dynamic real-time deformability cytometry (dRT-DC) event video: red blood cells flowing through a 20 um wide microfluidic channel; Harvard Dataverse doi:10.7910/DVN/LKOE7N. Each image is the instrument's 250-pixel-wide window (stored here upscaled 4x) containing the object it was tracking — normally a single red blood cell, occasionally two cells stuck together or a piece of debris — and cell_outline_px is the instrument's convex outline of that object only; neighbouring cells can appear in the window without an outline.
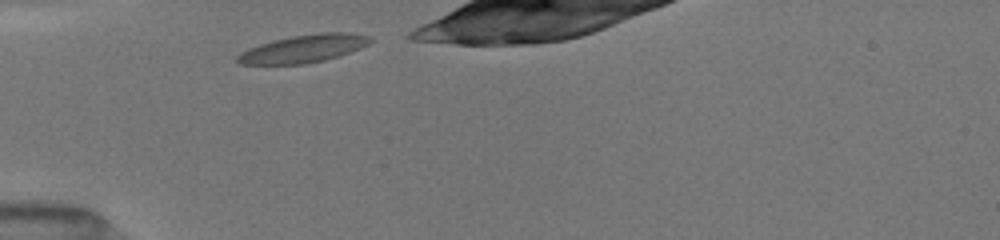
{"species": "common noctule bat (a hibernating species)", "species_latin": "Nyctalus noctula", "temperature_condition": "room temperature", "stored_images_in_passage": 30, "camera_frame_rate_fps": 3000, "um_per_image_px": 0.085, "animal": {"sex": "female", "body_mass_g": 19.5, "forearm_length_mm": 54.1}, "frame": {"image": 1, "passage_image": 1, "time_ms": 0.0, "image_size_px": [1000, 240], "cell_outline_px": [[372, 40], [368, 44], [360, 48], [324, 60], [304, 64], [240, 64], [236, 60], [236, 56], [240, 52], [248, 48], [272, 40], [292, 36], [320, 32], [348, 32], [372, 36]], "centroid_in_image_um": [25.79, 4.12], "position_along_channel_um": 59.2, "area_um2": 21.44}}
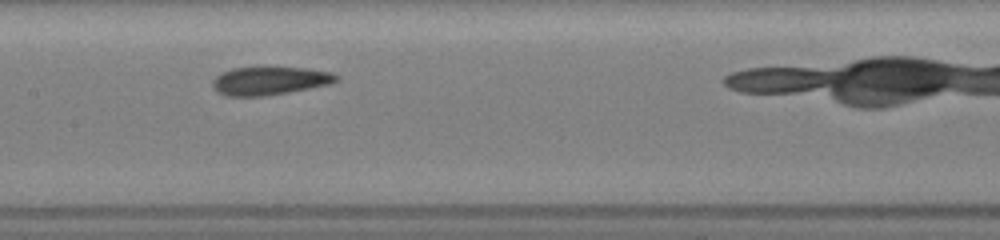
{"frame": {"image": 2, "passage_image": 11, "time_ms": 3.333, "image_size_px": [1000, 240], "cell_outline_px": [[340, 80], [328, 84], [288, 92], [264, 96], [228, 96], [216, 92], [212, 84], [212, 80], [220, 72], [232, 68], [264, 64], [304, 68], [332, 72], [340, 76]], "centroid_in_image_um": [22.89, 6.81], "position_along_channel_um": 184.5, "area_um2": 21.27}}
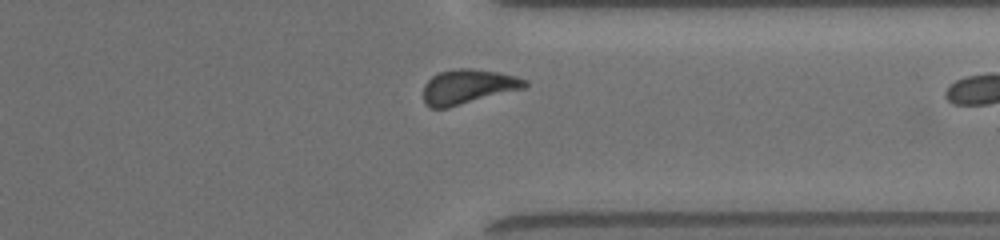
{"frame": {"image": 3, "passage_image": 25, "time_ms": 8.0, "image_size_px": [1000, 240], "cell_outline_px": [[528, 84], [524, 88], [448, 108], [428, 108], [424, 104], [424, 84], [432, 76], [440, 72], [456, 68], [472, 68], [500, 72], [516, 76], [528, 80]], "centroid_in_image_um": [39.77, 7.36], "position_along_channel_um": 371.6, "area_um2": 20.63}, "authors_computed_cell_mechanics": {"area_um2": 20.519, "velocity_mm_per_s": 4.0188, "shape_relaxation_time_tau1_ms": 2.5406, "shape_relaxation_time_tau2_ms": 1.6961, "deformation_change_tau1": 0.1046, "deformation_change_tau2": 0.0852}}